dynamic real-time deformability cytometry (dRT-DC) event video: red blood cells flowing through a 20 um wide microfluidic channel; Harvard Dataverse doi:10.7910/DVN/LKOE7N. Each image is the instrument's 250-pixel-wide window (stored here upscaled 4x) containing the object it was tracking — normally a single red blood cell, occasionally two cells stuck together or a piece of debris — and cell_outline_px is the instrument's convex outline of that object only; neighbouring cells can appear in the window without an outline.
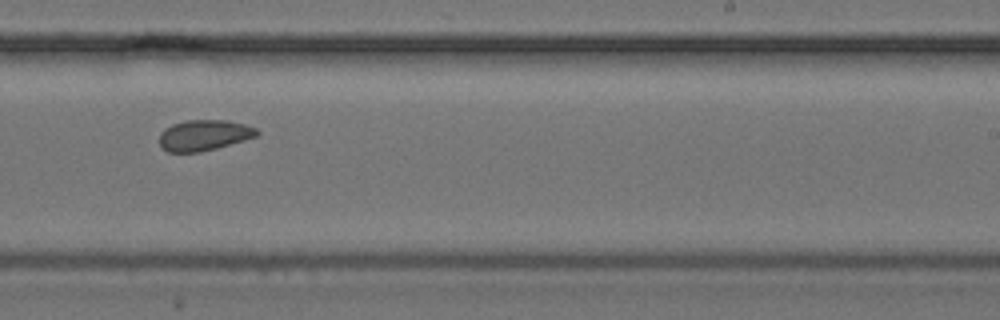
{"species": "common noctule bat (a hibernating species)", "species_latin": "Nyctalus noctula", "temperature_condition": "cold", "stored_images_in_passage": 13, "camera_frame_rate_fps": 3000, "um_per_image_px": 0.085, "animal": {"sex": "female", "body_mass_g": 24.6, "forearm_length_mm": 56.2}, "frame": {"image": 1, "passage_image": 9, "time_ms": 10.333, "image_size_px": [1000, 320], "cell_outline_px": [[260, 132], [256, 136], [244, 140], [216, 148], [200, 152], [168, 152], [160, 148], [160, 132], [164, 128], [172, 124], [188, 120], [228, 120], [244, 124], [256, 128]], "centroid_in_image_um": [17.31, 11.49], "position_along_channel_um": 271.7, "area_um2": 17.51}}
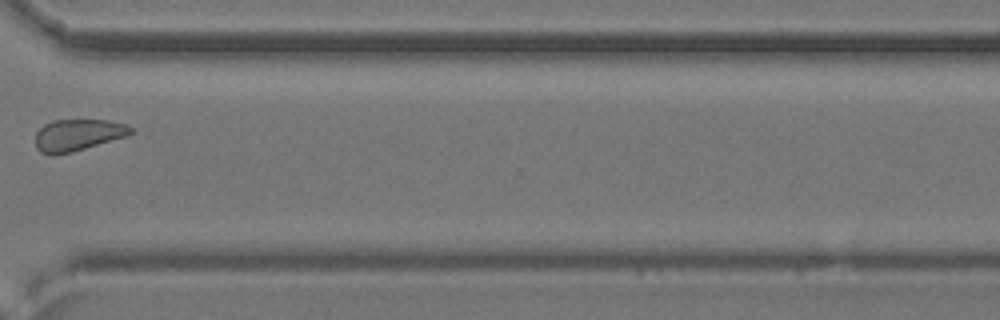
{"frame": {"image": 2, "passage_image": 11, "time_ms": 12.667, "image_size_px": [1000, 320], "cell_outline_px": [[136, 132], [128, 136], [72, 152], [40, 152], [36, 148], [36, 132], [44, 124], [52, 120], [108, 120], [128, 124]], "centroid_in_image_um": [6.69, 11.43], "position_along_channel_um": 363.9, "area_um2": 17.46}}
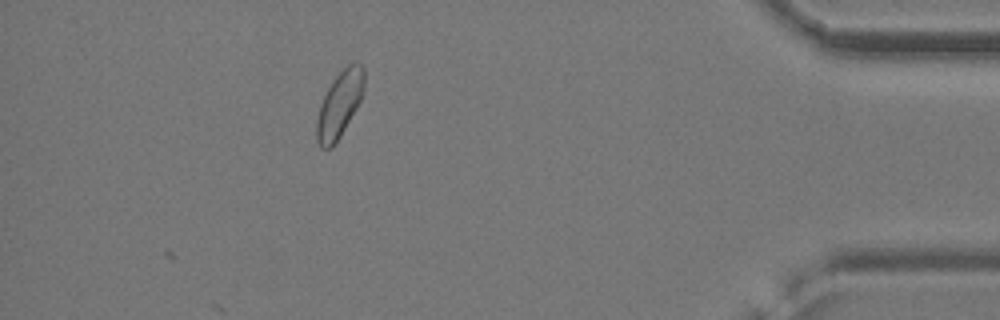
{"frame": {"image": 3, "passage_image": 13, "time_ms": 15.0, "image_size_px": [1000, 320], "cell_outline_px": [[364, 92], [356, 108], [340, 136], [332, 148], [320, 148], [316, 140], [316, 120], [320, 104], [332, 80], [348, 64], [360, 64], [364, 68]], "centroid_in_image_um": [28.84, 8.9], "position_along_channel_um": 406.4, "area_um2": 18.09}}